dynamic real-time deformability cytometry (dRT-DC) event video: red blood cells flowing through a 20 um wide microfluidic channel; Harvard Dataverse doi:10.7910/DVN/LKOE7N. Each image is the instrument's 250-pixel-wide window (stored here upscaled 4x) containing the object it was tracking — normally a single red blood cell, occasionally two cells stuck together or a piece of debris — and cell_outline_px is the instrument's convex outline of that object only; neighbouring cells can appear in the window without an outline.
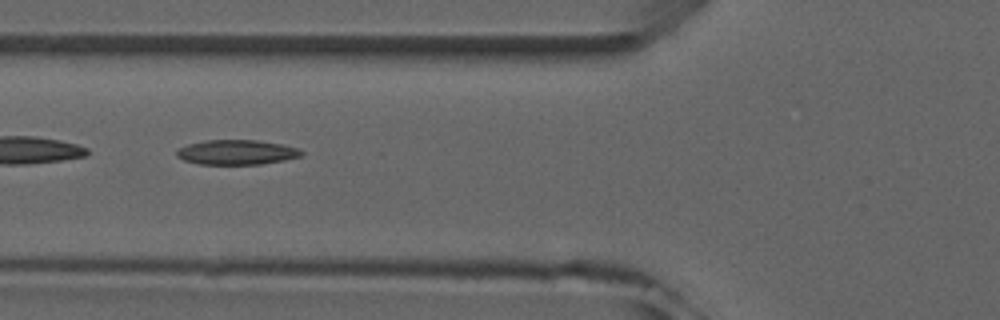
{"species": "common noctule bat (a hibernating species)", "species_latin": "Nyctalus noctula", "temperature_condition": "room temperature", "stored_images_in_passage": 4, "camera_frame_rate_fps": 3000, "um_per_image_px": 0.085, "animal": {"sex": "male", "forearm_length_mm": 52.5}, "frame": {"image": 1, "passage_image": 2, "time_ms": 1.333, "image_size_px": [1000, 320], "cell_outline_px": [[304, 152], [300, 156], [284, 160], [260, 164], [200, 164], [184, 160], [176, 156], [176, 152], [180, 148], [188, 144], [204, 140], [256, 140], [284, 144], [296, 148]], "centroid_in_image_um": [20.11, 12.93], "position_along_channel_um": 105.7, "area_um2": 17.92}}
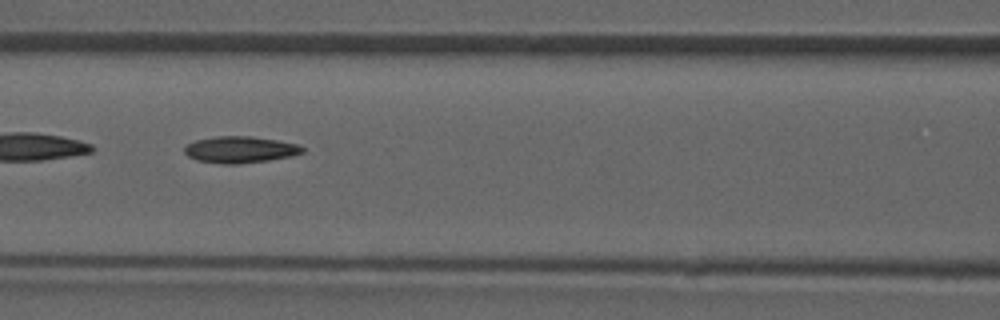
{"frame": {"image": 2, "passage_image": 3, "time_ms": 2.333, "image_size_px": [1000, 320], "cell_outline_px": [[304, 152], [292, 156], [268, 160], [240, 164], [220, 164], [196, 160], [188, 156], [184, 152], [184, 148], [188, 144], [196, 140], [216, 136], [252, 136], [300, 144], [304, 148]], "centroid_in_image_um": [20.42, 12.72], "position_along_channel_um": 146.2, "area_um2": 18.38}}